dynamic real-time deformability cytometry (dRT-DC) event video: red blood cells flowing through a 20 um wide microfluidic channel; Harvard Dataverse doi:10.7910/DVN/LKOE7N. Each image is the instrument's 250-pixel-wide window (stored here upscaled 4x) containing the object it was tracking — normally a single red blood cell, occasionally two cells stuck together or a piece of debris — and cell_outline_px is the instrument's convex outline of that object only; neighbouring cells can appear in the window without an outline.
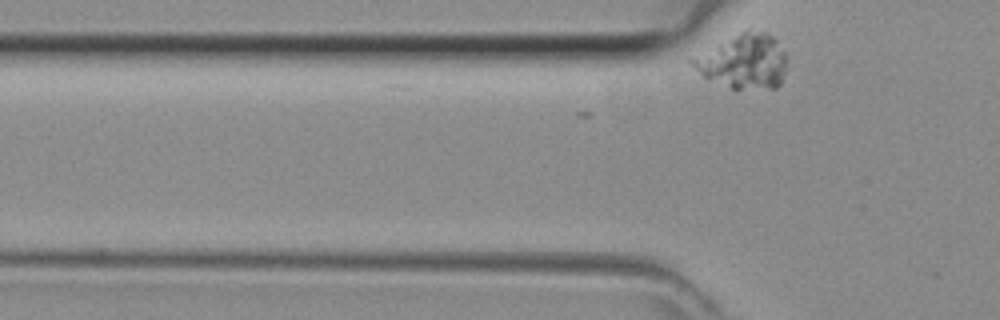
{"species": "common noctule bat (a hibernating species)", "species_latin": "Nyctalus noctula", "temperature_condition": "room temperature", "stored_images_in_passage": 2, "camera_frame_rate_fps": 3000, "um_per_image_px": 0.085, "animal": {"sex": "female", "body_mass_g": 29.2, "forearm_length_mm": 56.3}, "frame": {"image": 1, "passage_image": 2, "time_ms": 0.333, "image_size_px": [1000, 320], "cell_outline_px": [[788, 68], [780, 84], [776, 88], [732, 88], [704, 76], [688, 64], [688, 56], [748, 28], [768, 32], [776, 40], [784, 52]], "centroid_in_image_um": [63.16, 5.17], "position_along_channel_um": 62.6, "area_um2": 30.52}}